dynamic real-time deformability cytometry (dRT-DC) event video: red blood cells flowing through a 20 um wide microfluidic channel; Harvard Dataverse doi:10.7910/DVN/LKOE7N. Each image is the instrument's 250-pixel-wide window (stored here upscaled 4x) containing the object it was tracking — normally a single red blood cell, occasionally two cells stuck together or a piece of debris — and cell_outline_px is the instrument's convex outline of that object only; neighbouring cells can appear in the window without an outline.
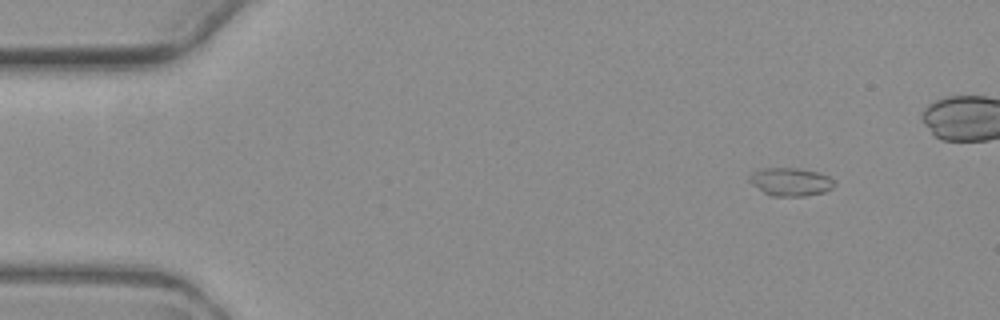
{"species": "common noctule bat (a hibernating species)", "species_latin": "Nyctalus noctula", "temperature_condition": "warm", "stored_images_in_passage": 4, "segment_of_instrument_passage": [1, 2], "camera_frame_rate_fps": 3000, "um_per_image_px": 0.085, "animal": {"sex": "female", "body_mass_g": 19.3, "forearm_length_mm": 54.1}, "frame": {"image": 1, "passage_image": 1, "time_ms": 0.0, "image_size_px": [1000, 320], "cell_outline_px": [[836, 184], [832, 188], [824, 192], [804, 196], [772, 196], [764, 192], [748, 180], [752, 172], [764, 168], [796, 168], [816, 172], [828, 176]], "centroid_in_image_um": [67.2, 15.46], "position_along_channel_um": 17.8, "area_um2": 13.7}}